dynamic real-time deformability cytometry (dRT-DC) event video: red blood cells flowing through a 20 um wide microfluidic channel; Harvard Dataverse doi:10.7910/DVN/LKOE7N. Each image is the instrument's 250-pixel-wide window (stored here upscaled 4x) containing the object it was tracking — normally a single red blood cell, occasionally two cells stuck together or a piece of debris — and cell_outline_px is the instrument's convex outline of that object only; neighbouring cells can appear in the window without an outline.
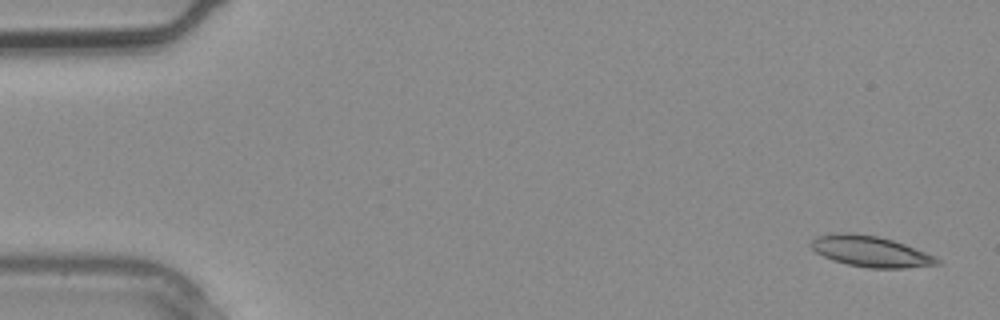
{"species": "common noctule bat (a hibernating species)", "species_latin": "Nyctalus noctula", "temperature_condition": "warm", "stored_images_in_passage": 2, "camera_frame_rate_fps": 3000, "um_per_image_px": 0.085, "animal": {"sex": "male", "body_mass_g": 20.4}, "frame": {"image": 1, "passage_image": 1, "time_ms": 0.0, "image_size_px": [1000, 320], "cell_outline_px": [[940, 264], [904, 268], [868, 268], [848, 264], [832, 260], [816, 252], [812, 248], [812, 240], [816, 236], [840, 232], [848, 232], [876, 236], [892, 240], [904, 244], [936, 256], [940, 260]], "centroid_in_image_um": [74.01, 21.37], "position_along_channel_um": 11.0, "area_um2": 22.48}}